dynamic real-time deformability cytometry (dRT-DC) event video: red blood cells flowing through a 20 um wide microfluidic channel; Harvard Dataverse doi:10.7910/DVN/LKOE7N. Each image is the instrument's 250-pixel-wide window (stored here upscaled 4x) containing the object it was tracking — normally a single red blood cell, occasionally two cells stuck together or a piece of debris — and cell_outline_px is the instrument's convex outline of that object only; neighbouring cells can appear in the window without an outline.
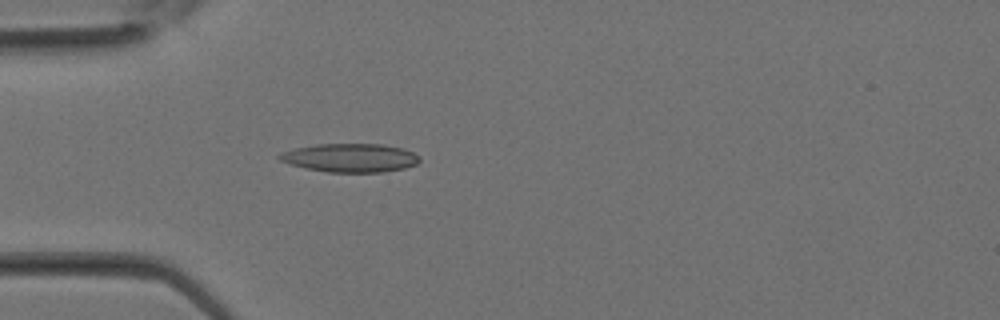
{"species": "Egyptian fruit bat (a non-hibernating species)", "species_latin": "Rousettus aegyptiacus", "temperature_condition": "room temperature", "stored_images_in_passage": 28, "camera_frame_rate_fps": 3000, "um_per_image_px": 0.085, "animal": {"sex": "female"}, "frame": {"image": 1, "passage_image": 6, "time_ms": 1.667, "image_size_px": [1000, 320], "cell_outline_px": [[420, 160], [416, 164], [404, 168], [384, 172], [328, 172], [304, 168], [288, 164], [280, 160], [276, 156], [280, 152], [296, 148], [316, 144], [384, 144], [404, 148], [420, 156]], "centroid_in_image_um": [29.76, 13.41], "position_along_channel_um": 55.2, "area_um2": 23.52}}
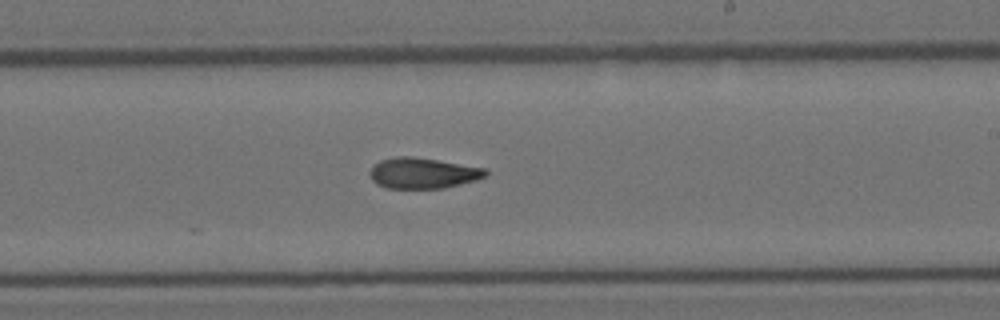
{"frame": {"image": 2, "passage_image": 16, "time_ms": 5.0, "image_size_px": [1000, 320], "cell_outline_px": [[488, 176], [476, 180], [444, 188], [388, 188], [376, 184], [372, 180], [368, 172], [380, 160], [396, 156], [412, 156], [484, 168], [488, 172]], "centroid_in_image_um": [35.93, 14.72], "position_along_channel_um": 253.1, "area_um2": 20.63}}
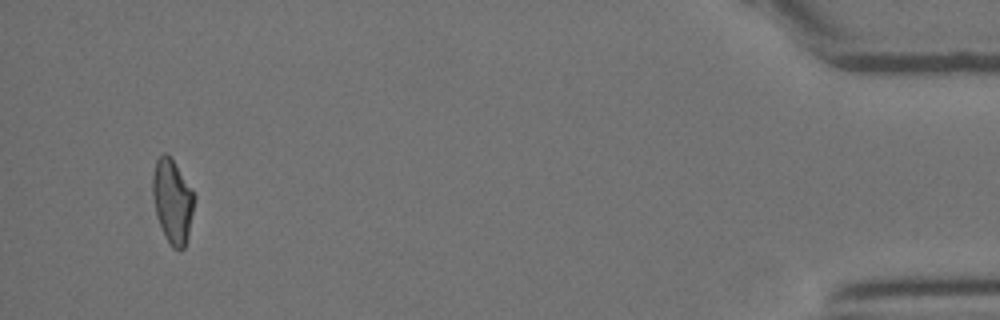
{"frame": {"image": 3, "passage_image": 28, "time_ms": 9.0, "image_size_px": [1000, 320], "cell_outline_px": [[196, 196], [188, 236], [184, 248], [180, 252], [172, 248], [164, 236], [156, 212], [152, 196], [152, 176], [156, 160], [164, 152], [172, 160], [192, 188]], "centroid_in_image_um": [14.67, 17.14], "position_along_channel_um": 420.5, "area_um2": 20.4}}